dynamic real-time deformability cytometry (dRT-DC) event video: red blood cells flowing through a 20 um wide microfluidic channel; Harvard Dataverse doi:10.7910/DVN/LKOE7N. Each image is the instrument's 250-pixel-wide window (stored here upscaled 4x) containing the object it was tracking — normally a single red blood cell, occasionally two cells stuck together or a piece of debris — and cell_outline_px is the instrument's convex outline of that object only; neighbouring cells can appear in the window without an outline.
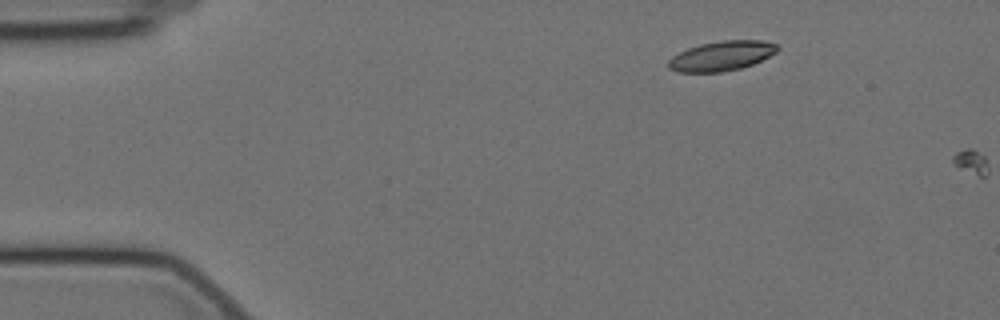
{"species": "Egyptian fruit bat (a non-hibernating species)", "species_latin": "Rousettus aegyptiacus", "temperature_condition": "cold", "stored_images_in_passage": 2, "camera_frame_rate_fps": 3000, "um_per_image_px": 0.085, "animal": {"sex": "female"}, "frame": {"image": 1, "passage_image": 1, "time_ms": 0.0, "image_size_px": [1000, 320], "cell_outline_px": [[780, 48], [776, 52], [752, 64], [740, 68], [720, 72], [676, 72], [668, 68], [668, 60], [672, 56], [688, 48], [700, 44], [720, 40], [764, 40], [776, 44]], "centroid_in_image_um": [61.31, 4.74], "position_along_channel_um": 23.7, "area_um2": 18.84}}